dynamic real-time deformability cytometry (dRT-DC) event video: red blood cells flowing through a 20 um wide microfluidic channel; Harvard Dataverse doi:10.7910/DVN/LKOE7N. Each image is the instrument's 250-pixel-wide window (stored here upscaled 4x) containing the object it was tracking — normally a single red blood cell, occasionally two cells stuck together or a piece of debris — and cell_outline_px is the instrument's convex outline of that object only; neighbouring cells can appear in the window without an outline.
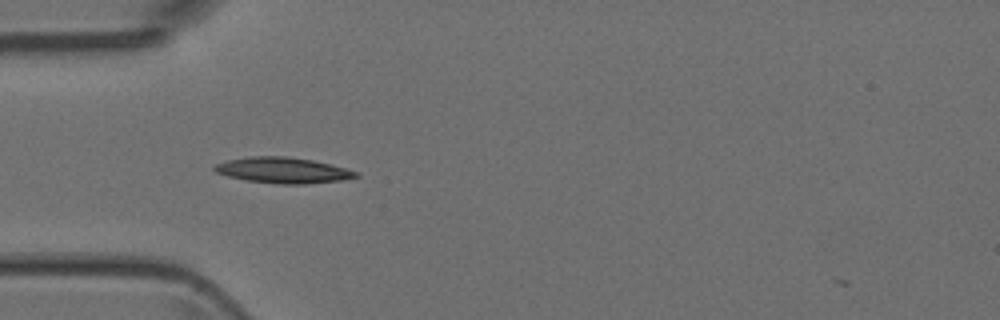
{"species": "Egyptian fruit bat (a non-hibernating species)", "species_latin": "Rousettus aegyptiacus", "temperature_condition": "room temperature", "stored_images_in_passage": 7, "camera_frame_rate_fps": 3000, "um_per_image_px": 0.085, "animal": {"sex": "female"}, "frame": {"image": 1, "passage_image": 4, "time_ms": 3.333, "image_size_px": [1000, 320], "cell_outline_px": [[360, 176], [344, 180], [304, 184], [280, 184], [248, 180], [228, 176], [216, 172], [212, 168], [216, 164], [228, 160], [248, 156], [288, 156], [312, 160], [360, 172]], "centroid_in_image_um": [24.07, 14.47], "position_along_channel_um": 60.9, "area_um2": 21.15}}
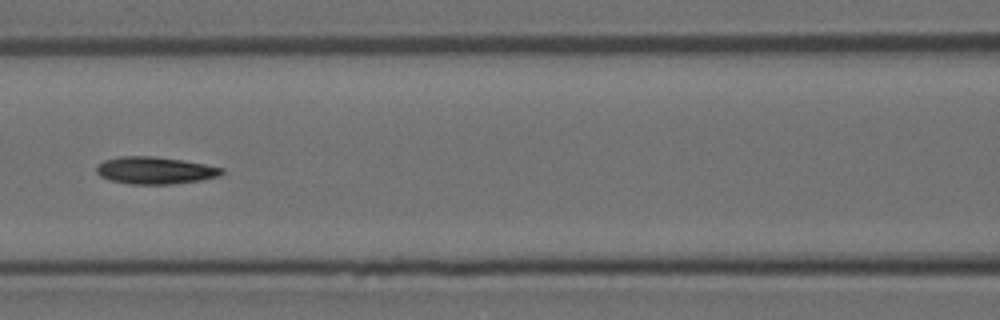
{"frame": {"image": 2, "passage_image": 6, "time_ms": 5.667, "image_size_px": [1000, 320], "cell_outline_px": [[224, 172], [220, 176], [200, 180], [172, 184], [128, 184], [108, 180], [100, 176], [96, 172], [96, 168], [104, 160], [116, 156], [156, 156], [204, 164], [224, 168]], "centroid_in_image_um": [13.15, 14.48], "position_along_channel_um": 153.4, "area_um2": 19.94}}
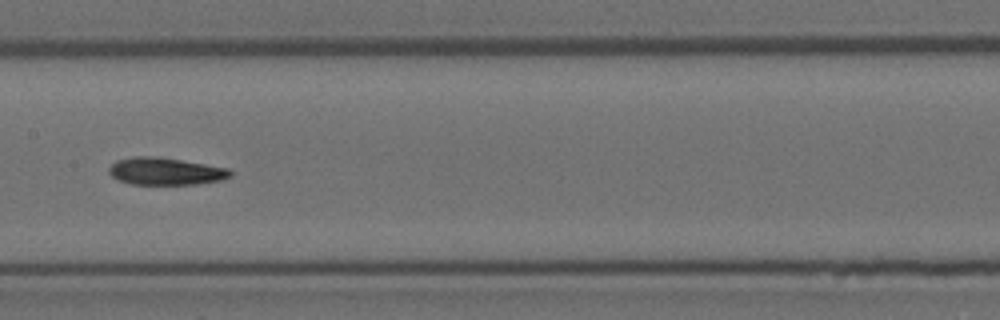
{"frame": {"image": 3, "passage_image": 7, "time_ms": 6.667, "image_size_px": [1000, 320], "cell_outline_px": [[232, 176], [220, 180], [196, 184], [132, 184], [120, 180], [112, 176], [108, 172], [108, 168], [116, 160], [132, 156], [156, 156], [228, 168], [232, 172]], "centroid_in_image_um": [14.04, 14.55], "position_along_channel_um": 193.4, "area_um2": 19.19}}